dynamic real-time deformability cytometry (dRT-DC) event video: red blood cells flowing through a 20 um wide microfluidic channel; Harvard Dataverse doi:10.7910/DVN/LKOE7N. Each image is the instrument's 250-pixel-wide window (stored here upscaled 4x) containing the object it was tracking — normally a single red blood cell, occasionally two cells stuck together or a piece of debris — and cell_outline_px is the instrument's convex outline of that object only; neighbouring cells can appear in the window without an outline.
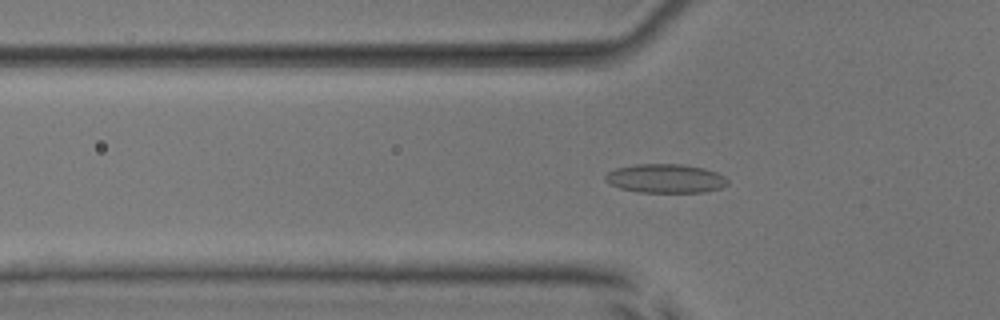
{"species": "common noctule bat (a hibernating species)", "species_latin": "Nyctalus noctula", "temperature_condition": "room temperature", "stored_images_in_passage": 39, "camera_frame_rate_fps": 3000, "um_per_image_px": 0.085, "animal": {"sex": "male", "body_mass_g": 17.9, "forearm_length_mm": 54.2}, "frame": {"image": 1, "passage_image": 3, "time_ms": 0.667, "image_size_px": [1000, 320], "cell_outline_px": [[728, 184], [720, 188], [704, 192], [640, 192], [620, 188], [604, 180], [604, 176], [608, 172], [616, 168], [636, 164], [680, 164], [704, 168], [716, 172], [724, 176], [728, 180]], "centroid_in_image_um": [56.57, 15.17], "position_along_channel_um": 69.2, "area_um2": 20.52}}
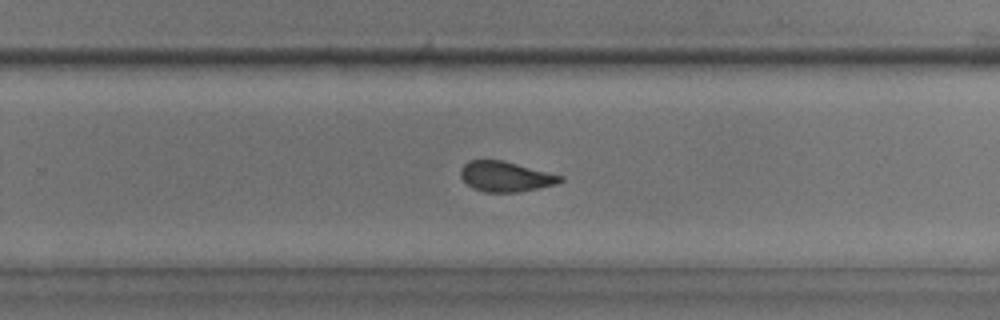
{"frame": {"image": 2, "passage_image": 20, "time_ms": 6.333, "image_size_px": [1000, 320], "cell_outline_px": [[564, 180], [556, 184], [520, 192], [484, 192], [472, 188], [460, 176], [460, 168], [468, 160], [504, 160], [564, 176]], "centroid_in_image_um": [42.97, 15.0], "position_along_channel_um": 286.8, "area_um2": 17.69}}
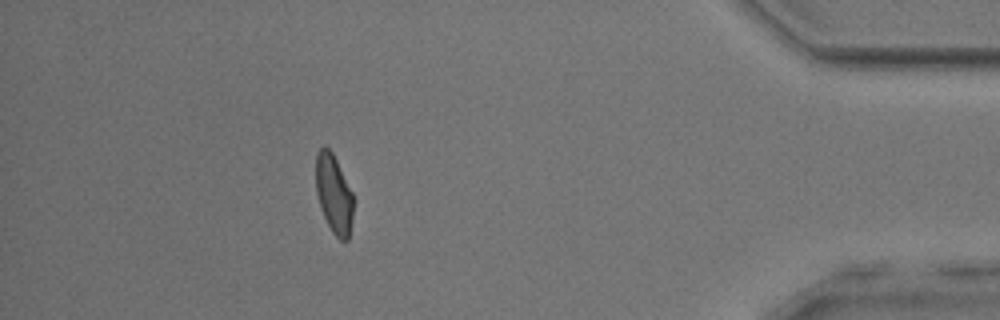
{"frame": {"image": 3, "passage_image": 33, "time_ms": 10.667, "image_size_px": [1000, 320], "cell_outline_px": [[352, 220], [348, 240], [340, 240], [332, 232], [320, 208], [316, 192], [316, 152], [324, 144], [332, 152], [352, 192]], "centroid_in_image_um": [28.35, 16.47], "position_along_channel_um": 406.8, "area_um2": 17.05}, "authors_computed_cell_mechanics": {"area_um2": 18.2648, "velocity_mm_per_s": 3.8532, "shape_relaxation_time_tau1_ms": 4.9761, "shape_relaxation_time_tau2_ms": 1.4309, "deformation_change_tau1": 0.1157, "deformation_change_tau2": 0.0767}}